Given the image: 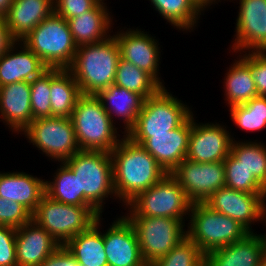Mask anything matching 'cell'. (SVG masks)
<instances>
[{
	"label": "cell",
	"mask_w": 266,
	"mask_h": 266,
	"mask_svg": "<svg viewBox=\"0 0 266 266\" xmlns=\"http://www.w3.org/2000/svg\"><path fill=\"white\" fill-rule=\"evenodd\" d=\"M110 152L116 198L127 204L168 172L140 144L126 135Z\"/></svg>",
	"instance_id": "6da1fadb"
},
{
	"label": "cell",
	"mask_w": 266,
	"mask_h": 266,
	"mask_svg": "<svg viewBox=\"0 0 266 266\" xmlns=\"http://www.w3.org/2000/svg\"><path fill=\"white\" fill-rule=\"evenodd\" d=\"M119 58V46L113 35L99 43L78 46L68 70L82 94L97 95L114 84Z\"/></svg>",
	"instance_id": "7a4b0ae2"
},
{
	"label": "cell",
	"mask_w": 266,
	"mask_h": 266,
	"mask_svg": "<svg viewBox=\"0 0 266 266\" xmlns=\"http://www.w3.org/2000/svg\"><path fill=\"white\" fill-rule=\"evenodd\" d=\"M70 118L80 150L110 153L120 142L114 122L96 95L82 94Z\"/></svg>",
	"instance_id": "3957f363"
},
{
	"label": "cell",
	"mask_w": 266,
	"mask_h": 266,
	"mask_svg": "<svg viewBox=\"0 0 266 266\" xmlns=\"http://www.w3.org/2000/svg\"><path fill=\"white\" fill-rule=\"evenodd\" d=\"M78 177L79 195L101 215L104 199L116 197L113 163L107 151L80 150L64 161Z\"/></svg>",
	"instance_id": "277c9868"
},
{
	"label": "cell",
	"mask_w": 266,
	"mask_h": 266,
	"mask_svg": "<svg viewBox=\"0 0 266 266\" xmlns=\"http://www.w3.org/2000/svg\"><path fill=\"white\" fill-rule=\"evenodd\" d=\"M21 41L48 68L68 69L77 51L67 20L54 12Z\"/></svg>",
	"instance_id": "5b68a950"
},
{
	"label": "cell",
	"mask_w": 266,
	"mask_h": 266,
	"mask_svg": "<svg viewBox=\"0 0 266 266\" xmlns=\"http://www.w3.org/2000/svg\"><path fill=\"white\" fill-rule=\"evenodd\" d=\"M187 237L206 255L214 249L242 240L250 233L238 221L212 210L204 202L192 204Z\"/></svg>",
	"instance_id": "8992f818"
},
{
	"label": "cell",
	"mask_w": 266,
	"mask_h": 266,
	"mask_svg": "<svg viewBox=\"0 0 266 266\" xmlns=\"http://www.w3.org/2000/svg\"><path fill=\"white\" fill-rule=\"evenodd\" d=\"M100 215L92 206L68 205L44 194L32 214V220L44 228L62 246L87 231Z\"/></svg>",
	"instance_id": "52a82bcc"
},
{
	"label": "cell",
	"mask_w": 266,
	"mask_h": 266,
	"mask_svg": "<svg viewBox=\"0 0 266 266\" xmlns=\"http://www.w3.org/2000/svg\"><path fill=\"white\" fill-rule=\"evenodd\" d=\"M192 114L187 105L162 87L154 96L144 100L136 123L126 136L150 138L151 134H168L181 126Z\"/></svg>",
	"instance_id": "ba28073f"
},
{
	"label": "cell",
	"mask_w": 266,
	"mask_h": 266,
	"mask_svg": "<svg viewBox=\"0 0 266 266\" xmlns=\"http://www.w3.org/2000/svg\"><path fill=\"white\" fill-rule=\"evenodd\" d=\"M192 204L177 180L168 173L127 204L131 209L127 216L175 218L184 223L183 216L189 215Z\"/></svg>",
	"instance_id": "9c48e42d"
},
{
	"label": "cell",
	"mask_w": 266,
	"mask_h": 266,
	"mask_svg": "<svg viewBox=\"0 0 266 266\" xmlns=\"http://www.w3.org/2000/svg\"><path fill=\"white\" fill-rule=\"evenodd\" d=\"M133 225L147 265L168 254L187 237L185 224L175 218L125 216ZM184 224V225H183Z\"/></svg>",
	"instance_id": "30bf717a"
},
{
	"label": "cell",
	"mask_w": 266,
	"mask_h": 266,
	"mask_svg": "<svg viewBox=\"0 0 266 266\" xmlns=\"http://www.w3.org/2000/svg\"><path fill=\"white\" fill-rule=\"evenodd\" d=\"M30 143L48 157L64 162L80 151L70 117H43L34 119L24 130Z\"/></svg>",
	"instance_id": "8fae6325"
},
{
	"label": "cell",
	"mask_w": 266,
	"mask_h": 266,
	"mask_svg": "<svg viewBox=\"0 0 266 266\" xmlns=\"http://www.w3.org/2000/svg\"><path fill=\"white\" fill-rule=\"evenodd\" d=\"M170 174L193 203L205 202L225 186L223 161L199 163L185 159Z\"/></svg>",
	"instance_id": "7c38bea8"
},
{
	"label": "cell",
	"mask_w": 266,
	"mask_h": 266,
	"mask_svg": "<svg viewBox=\"0 0 266 266\" xmlns=\"http://www.w3.org/2000/svg\"><path fill=\"white\" fill-rule=\"evenodd\" d=\"M266 194H251L229 187H221L204 203L212 210L238 221L249 232L256 221L266 223Z\"/></svg>",
	"instance_id": "4fadbf2b"
},
{
	"label": "cell",
	"mask_w": 266,
	"mask_h": 266,
	"mask_svg": "<svg viewBox=\"0 0 266 266\" xmlns=\"http://www.w3.org/2000/svg\"><path fill=\"white\" fill-rule=\"evenodd\" d=\"M194 121L192 114L186 159L199 163L224 161L234 140L226 127L217 123L196 124Z\"/></svg>",
	"instance_id": "5bb4252c"
},
{
	"label": "cell",
	"mask_w": 266,
	"mask_h": 266,
	"mask_svg": "<svg viewBox=\"0 0 266 266\" xmlns=\"http://www.w3.org/2000/svg\"><path fill=\"white\" fill-rule=\"evenodd\" d=\"M239 4L232 50L266 51V0H240Z\"/></svg>",
	"instance_id": "9a60e30c"
},
{
	"label": "cell",
	"mask_w": 266,
	"mask_h": 266,
	"mask_svg": "<svg viewBox=\"0 0 266 266\" xmlns=\"http://www.w3.org/2000/svg\"><path fill=\"white\" fill-rule=\"evenodd\" d=\"M190 132L191 116L168 134H151L150 138L130 139L140 144L164 170L170 173L186 159Z\"/></svg>",
	"instance_id": "2e32d148"
},
{
	"label": "cell",
	"mask_w": 266,
	"mask_h": 266,
	"mask_svg": "<svg viewBox=\"0 0 266 266\" xmlns=\"http://www.w3.org/2000/svg\"><path fill=\"white\" fill-rule=\"evenodd\" d=\"M108 266H148L142 258L133 225L122 216L103 233Z\"/></svg>",
	"instance_id": "e0dca14e"
},
{
	"label": "cell",
	"mask_w": 266,
	"mask_h": 266,
	"mask_svg": "<svg viewBox=\"0 0 266 266\" xmlns=\"http://www.w3.org/2000/svg\"><path fill=\"white\" fill-rule=\"evenodd\" d=\"M114 36L119 46L120 58L146 71L164 87L158 75L159 54L161 52L156 39L139 29L120 31Z\"/></svg>",
	"instance_id": "ac0fdd59"
},
{
	"label": "cell",
	"mask_w": 266,
	"mask_h": 266,
	"mask_svg": "<svg viewBox=\"0 0 266 266\" xmlns=\"http://www.w3.org/2000/svg\"><path fill=\"white\" fill-rule=\"evenodd\" d=\"M60 245L33 220L16 228L17 266H40Z\"/></svg>",
	"instance_id": "d6986e66"
},
{
	"label": "cell",
	"mask_w": 266,
	"mask_h": 266,
	"mask_svg": "<svg viewBox=\"0 0 266 266\" xmlns=\"http://www.w3.org/2000/svg\"><path fill=\"white\" fill-rule=\"evenodd\" d=\"M0 113L12 132H22L33 121L29 81L0 87Z\"/></svg>",
	"instance_id": "ffe728a7"
},
{
	"label": "cell",
	"mask_w": 266,
	"mask_h": 266,
	"mask_svg": "<svg viewBox=\"0 0 266 266\" xmlns=\"http://www.w3.org/2000/svg\"><path fill=\"white\" fill-rule=\"evenodd\" d=\"M265 244L263 235L248 233L242 240L205 255V266H259Z\"/></svg>",
	"instance_id": "44dd1931"
},
{
	"label": "cell",
	"mask_w": 266,
	"mask_h": 266,
	"mask_svg": "<svg viewBox=\"0 0 266 266\" xmlns=\"http://www.w3.org/2000/svg\"><path fill=\"white\" fill-rule=\"evenodd\" d=\"M53 12V0H14L4 19L11 37L19 43Z\"/></svg>",
	"instance_id": "7402d4cb"
},
{
	"label": "cell",
	"mask_w": 266,
	"mask_h": 266,
	"mask_svg": "<svg viewBox=\"0 0 266 266\" xmlns=\"http://www.w3.org/2000/svg\"><path fill=\"white\" fill-rule=\"evenodd\" d=\"M21 43V44H20ZM22 49L15 52L17 41L0 56V87L18 81L31 82L40 76L48 67L24 43ZM23 46V47H22ZM15 48V50H14Z\"/></svg>",
	"instance_id": "603a6c76"
},
{
	"label": "cell",
	"mask_w": 266,
	"mask_h": 266,
	"mask_svg": "<svg viewBox=\"0 0 266 266\" xmlns=\"http://www.w3.org/2000/svg\"><path fill=\"white\" fill-rule=\"evenodd\" d=\"M45 194V180L24 172L0 173V197L17 202L31 214Z\"/></svg>",
	"instance_id": "cb8c5ba5"
},
{
	"label": "cell",
	"mask_w": 266,
	"mask_h": 266,
	"mask_svg": "<svg viewBox=\"0 0 266 266\" xmlns=\"http://www.w3.org/2000/svg\"><path fill=\"white\" fill-rule=\"evenodd\" d=\"M104 4V5H103ZM103 1L80 16L68 19L69 29L76 46L99 43L108 37L112 20Z\"/></svg>",
	"instance_id": "d4e9b609"
},
{
	"label": "cell",
	"mask_w": 266,
	"mask_h": 266,
	"mask_svg": "<svg viewBox=\"0 0 266 266\" xmlns=\"http://www.w3.org/2000/svg\"><path fill=\"white\" fill-rule=\"evenodd\" d=\"M96 96L112 121H114V114L123 118V124H125L123 129H126L124 134L127 135L134 127L145 99L138 93L114 84L101 90Z\"/></svg>",
	"instance_id": "484cf974"
},
{
	"label": "cell",
	"mask_w": 266,
	"mask_h": 266,
	"mask_svg": "<svg viewBox=\"0 0 266 266\" xmlns=\"http://www.w3.org/2000/svg\"><path fill=\"white\" fill-rule=\"evenodd\" d=\"M245 53L235 60L226 72L225 95L230 107L242 105L258 96L251 70V52ZM241 58V59H240Z\"/></svg>",
	"instance_id": "4316f807"
},
{
	"label": "cell",
	"mask_w": 266,
	"mask_h": 266,
	"mask_svg": "<svg viewBox=\"0 0 266 266\" xmlns=\"http://www.w3.org/2000/svg\"><path fill=\"white\" fill-rule=\"evenodd\" d=\"M100 218L87 231L77 234L64 245L79 266H108L103 234L99 231Z\"/></svg>",
	"instance_id": "83f0119b"
},
{
	"label": "cell",
	"mask_w": 266,
	"mask_h": 266,
	"mask_svg": "<svg viewBox=\"0 0 266 266\" xmlns=\"http://www.w3.org/2000/svg\"><path fill=\"white\" fill-rule=\"evenodd\" d=\"M51 117H71L78 98L79 85L68 69L50 68Z\"/></svg>",
	"instance_id": "f1b7e54d"
},
{
	"label": "cell",
	"mask_w": 266,
	"mask_h": 266,
	"mask_svg": "<svg viewBox=\"0 0 266 266\" xmlns=\"http://www.w3.org/2000/svg\"><path fill=\"white\" fill-rule=\"evenodd\" d=\"M56 171L53 182L45 181V194L51 199L64 204L91 206L83 195H79L78 177L75 176L70 167L62 162L60 168Z\"/></svg>",
	"instance_id": "f546056e"
},
{
	"label": "cell",
	"mask_w": 266,
	"mask_h": 266,
	"mask_svg": "<svg viewBox=\"0 0 266 266\" xmlns=\"http://www.w3.org/2000/svg\"><path fill=\"white\" fill-rule=\"evenodd\" d=\"M114 85L140 94L144 99L154 96L162 86L146 71L119 58Z\"/></svg>",
	"instance_id": "4dcf8cb0"
},
{
	"label": "cell",
	"mask_w": 266,
	"mask_h": 266,
	"mask_svg": "<svg viewBox=\"0 0 266 266\" xmlns=\"http://www.w3.org/2000/svg\"><path fill=\"white\" fill-rule=\"evenodd\" d=\"M155 9L176 28L192 30L203 9L194 0H151Z\"/></svg>",
	"instance_id": "1f68e13d"
},
{
	"label": "cell",
	"mask_w": 266,
	"mask_h": 266,
	"mask_svg": "<svg viewBox=\"0 0 266 266\" xmlns=\"http://www.w3.org/2000/svg\"><path fill=\"white\" fill-rule=\"evenodd\" d=\"M246 142L234 140L230 153L266 189V146L261 142Z\"/></svg>",
	"instance_id": "d6a6232c"
},
{
	"label": "cell",
	"mask_w": 266,
	"mask_h": 266,
	"mask_svg": "<svg viewBox=\"0 0 266 266\" xmlns=\"http://www.w3.org/2000/svg\"><path fill=\"white\" fill-rule=\"evenodd\" d=\"M232 121L246 131H259L266 127V96H256L242 105L230 107Z\"/></svg>",
	"instance_id": "836d02e7"
},
{
	"label": "cell",
	"mask_w": 266,
	"mask_h": 266,
	"mask_svg": "<svg viewBox=\"0 0 266 266\" xmlns=\"http://www.w3.org/2000/svg\"><path fill=\"white\" fill-rule=\"evenodd\" d=\"M223 162L226 187L251 194H266V189L231 153Z\"/></svg>",
	"instance_id": "e575fe53"
},
{
	"label": "cell",
	"mask_w": 266,
	"mask_h": 266,
	"mask_svg": "<svg viewBox=\"0 0 266 266\" xmlns=\"http://www.w3.org/2000/svg\"><path fill=\"white\" fill-rule=\"evenodd\" d=\"M148 266H205V254L188 237Z\"/></svg>",
	"instance_id": "d590c367"
},
{
	"label": "cell",
	"mask_w": 266,
	"mask_h": 266,
	"mask_svg": "<svg viewBox=\"0 0 266 266\" xmlns=\"http://www.w3.org/2000/svg\"><path fill=\"white\" fill-rule=\"evenodd\" d=\"M32 118L51 117L50 68L30 82Z\"/></svg>",
	"instance_id": "8d00e7d4"
},
{
	"label": "cell",
	"mask_w": 266,
	"mask_h": 266,
	"mask_svg": "<svg viewBox=\"0 0 266 266\" xmlns=\"http://www.w3.org/2000/svg\"><path fill=\"white\" fill-rule=\"evenodd\" d=\"M32 220V214L21 204L0 197V225L19 228Z\"/></svg>",
	"instance_id": "74e56055"
},
{
	"label": "cell",
	"mask_w": 266,
	"mask_h": 266,
	"mask_svg": "<svg viewBox=\"0 0 266 266\" xmlns=\"http://www.w3.org/2000/svg\"><path fill=\"white\" fill-rule=\"evenodd\" d=\"M0 266H17L16 228L0 225Z\"/></svg>",
	"instance_id": "f35d334b"
},
{
	"label": "cell",
	"mask_w": 266,
	"mask_h": 266,
	"mask_svg": "<svg viewBox=\"0 0 266 266\" xmlns=\"http://www.w3.org/2000/svg\"><path fill=\"white\" fill-rule=\"evenodd\" d=\"M101 0H53L54 13L68 20L93 9Z\"/></svg>",
	"instance_id": "ab89813d"
},
{
	"label": "cell",
	"mask_w": 266,
	"mask_h": 266,
	"mask_svg": "<svg viewBox=\"0 0 266 266\" xmlns=\"http://www.w3.org/2000/svg\"><path fill=\"white\" fill-rule=\"evenodd\" d=\"M251 70L258 96H266V51H252Z\"/></svg>",
	"instance_id": "60d3db41"
},
{
	"label": "cell",
	"mask_w": 266,
	"mask_h": 266,
	"mask_svg": "<svg viewBox=\"0 0 266 266\" xmlns=\"http://www.w3.org/2000/svg\"><path fill=\"white\" fill-rule=\"evenodd\" d=\"M40 266H79L75 257L62 245L58 247Z\"/></svg>",
	"instance_id": "b9f144b4"
},
{
	"label": "cell",
	"mask_w": 266,
	"mask_h": 266,
	"mask_svg": "<svg viewBox=\"0 0 266 266\" xmlns=\"http://www.w3.org/2000/svg\"><path fill=\"white\" fill-rule=\"evenodd\" d=\"M15 42L6 26L5 19L0 17V56Z\"/></svg>",
	"instance_id": "7bdbcfd3"
},
{
	"label": "cell",
	"mask_w": 266,
	"mask_h": 266,
	"mask_svg": "<svg viewBox=\"0 0 266 266\" xmlns=\"http://www.w3.org/2000/svg\"><path fill=\"white\" fill-rule=\"evenodd\" d=\"M14 0H0V17H5Z\"/></svg>",
	"instance_id": "ee69618b"
},
{
	"label": "cell",
	"mask_w": 266,
	"mask_h": 266,
	"mask_svg": "<svg viewBox=\"0 0 266 266\" xmlns=\"http://www.w3.org/2000/svg\"><path fill=\"white\" fill-rule=\"evenodd\" d=\"M203 10L207 8V6L212 5V3H216V0H194ZM214 1V2H213Z\"/></svg>",
	"instance_id": "f6af8a7d"
},
{
	"label": "cell",
	"mask_w": 266,
	"mask_h": 266,
	"mask_svg": "<svg viewBox=\"0 0 266 266\" xmlns=\"http://www.w3.org/2000/svg\"><path fill=\"white\" fill-rule=\"evenodd\" d=\"M259 266H266V251H264L262 254Z\"/></svg>",
	"instance_id": "bcb514c9"
},
{
	"label": "cell",
	"mask_w": 266,
	"mask_h": 266,
	"mask_svg": "<svg viewBox=\"0 0 266 266\" xmlns=\"http://www.w3.org/2000/svg\"><path fill=\"white\" fill-rule=\"evenodd\" d=\"M263 238H264L265 251H266V235L265 234L263 235Z\"/></svg>",
	"instance_id": "7dc6e473"
}]
</instances>
